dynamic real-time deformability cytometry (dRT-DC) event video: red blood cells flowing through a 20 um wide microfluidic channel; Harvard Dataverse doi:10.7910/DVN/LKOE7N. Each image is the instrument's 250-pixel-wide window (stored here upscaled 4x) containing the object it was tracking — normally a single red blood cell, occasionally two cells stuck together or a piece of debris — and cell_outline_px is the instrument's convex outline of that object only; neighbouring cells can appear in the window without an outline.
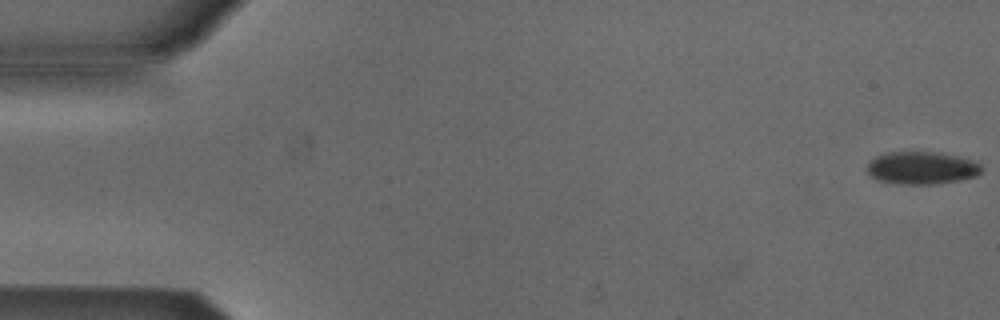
{"species": "Egyptian fruit bat (a non-hibernating species)", "species_latin": "Rousettus aegyptiacus", "temperature_condition": "cold", "stored_images_in_passage": 4, "camera_frame_rate_fps": 3000, "um_per_image_px": 0.085, "animal": {"sex": "male"}, "frame": {"image": 1, "passage_image": 1, "time_ms": 0.0, "image_size_px": [1000, 320], "cell_outline_px": [[984, 168], [976, 176], [960, 180], [932, 184], [896, 184], [876, 180], [868, 176], [868, 160], [876, 156], [888, 152], [932, 152], [956, 156], [972, 160], [980, 164]], "centroid_in_image_um": [78.3, 14.28], "position_along_channel_um": 6.7, "area_um2": 21.85}}
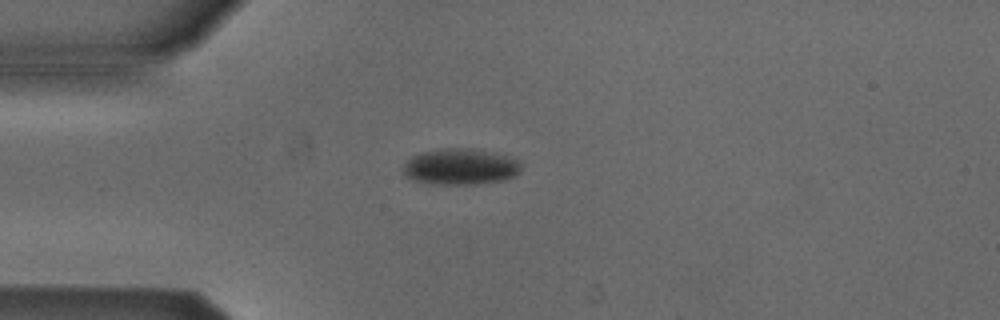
{"frame": {"image": 2, "passage_image": 4, "time_ms": 1.0, "image_size_px": [1000, 320], "cell_outline_px": [[520, 172], [504, 180], [476, 184], [428, 184], [404, 176], [404, 164], [408, 160], [424, 152], [444, 148], [464, 148], [504, 156], [516, 160], [520, 164]], "centroid_in_image_um": [39.1, 14.2], "position_along_channel_um": 45.9, "area_um2": 24.1}}